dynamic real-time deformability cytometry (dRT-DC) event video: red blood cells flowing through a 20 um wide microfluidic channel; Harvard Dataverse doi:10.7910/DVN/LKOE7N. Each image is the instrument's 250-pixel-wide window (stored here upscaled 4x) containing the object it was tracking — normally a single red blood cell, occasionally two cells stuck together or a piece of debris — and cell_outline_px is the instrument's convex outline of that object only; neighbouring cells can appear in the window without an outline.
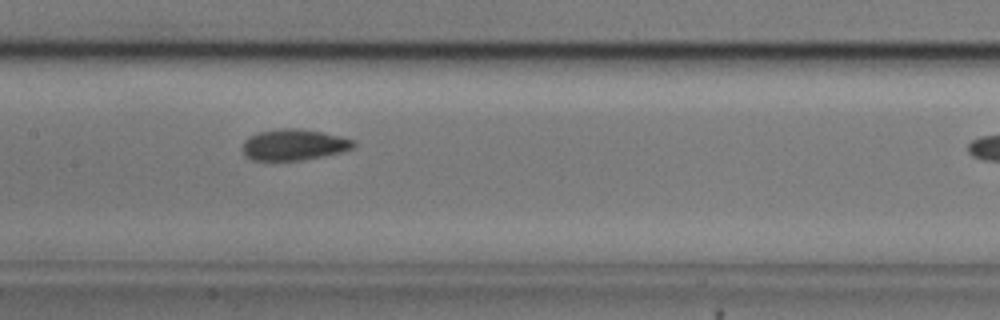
{"species": "common noctule bat (a hibernating species)", "species_latin": "Nyctalus noctula", "temperature_condition": "cold", "stored_images_in_passage": 26, "camera_frame_rate_fps": 3000, "um_per_image_px": 0.085, "animal": {"sex": "male", "body_mass_g": 20.5, "forearm_length_mm": 52.5}, "frame": {"image": 1, "passage_image": 22, "time_ms": 7.0, "image_size_px": [1000, 320], "cell_outline_px": [[356, 144], [352, 148], [344, 152], [304, 160], [252, 160], [244, 156], [240, 148], [244, 140], [260, 132], [280, 128], [296, 128], [324, 132], [356, 140]], "centroid_in_image_um": [24.99, 12.31], "position_along_channel_um": 182.4, "area_um2": 20.4}}